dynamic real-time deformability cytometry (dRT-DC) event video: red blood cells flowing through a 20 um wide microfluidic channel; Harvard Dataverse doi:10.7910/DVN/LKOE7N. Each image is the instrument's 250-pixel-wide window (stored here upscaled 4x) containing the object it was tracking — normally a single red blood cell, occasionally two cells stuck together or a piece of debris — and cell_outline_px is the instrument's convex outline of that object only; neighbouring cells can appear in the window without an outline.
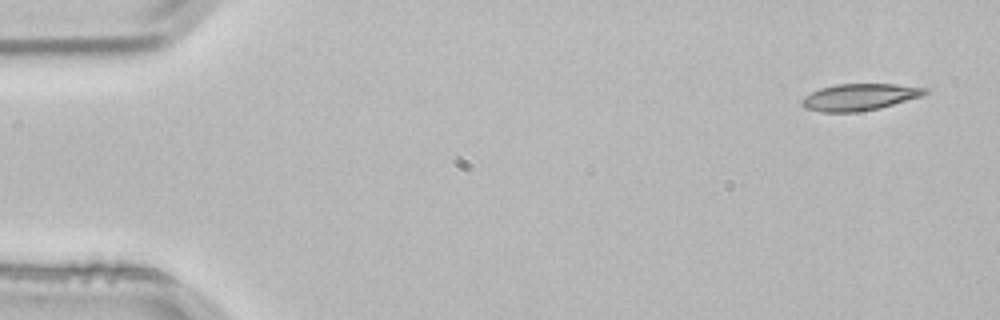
{"species": "common noctule bat (a hibernating species)", "species_latin": "Nyctalus noctula", "temperature_condition": "room temperature", "stored_images_in_passage": 4, "segment_of_instrument_passage": [1, 2], "camera_frame_rate_fps": 3000, "um_per_image_px": 0.085, "animal": {"sex": "male", "body_mass_g": 21.5, "forearm_length_mm": 52.0}, "frame": {"image": 1, "passage_image": 1, "time_ms": 0.0, "image_size_px": [1000, 320], "cell_outline_px": [[928, 92], [920, 96], [880, 108], [860, 112], [820, 112], [804, 108], [800, 104], [800, 100], [804, 96], [820, 88], [836, 84], [896, 84], [928, 88]], "centroid_in_image_um": [73.0, 8.25], "position_along_channel_um": 12.0, "area_um2": 19.25}}
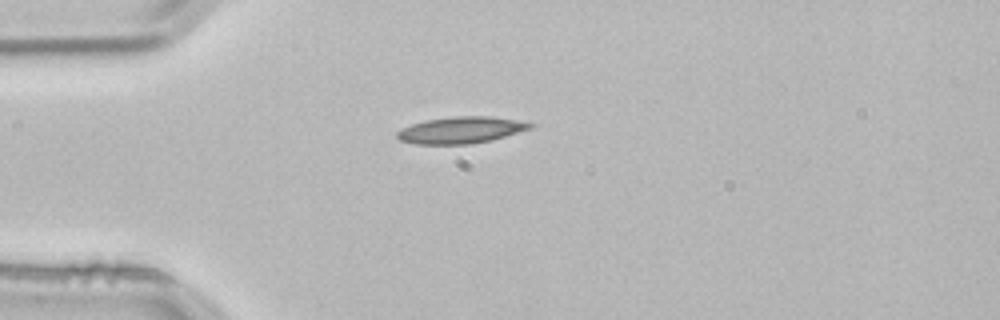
{"frame": {"image": 2, "passage_image": 3, "time_ms": 0.667, "image_size_px": [1000, 320], "cell_outline_px": [[536, 124], [532, 128], [492, 140], [472, 144], [416, 144], [400, 140], [396, 136], [396, 132], [412, 124], [428, 120], [456, 116], [492, 116], [516, 120]], "centroid_in_image_um": [39.21, 11.06], "position_along_channel_um": 45.8, "area_um2": 20.52}}